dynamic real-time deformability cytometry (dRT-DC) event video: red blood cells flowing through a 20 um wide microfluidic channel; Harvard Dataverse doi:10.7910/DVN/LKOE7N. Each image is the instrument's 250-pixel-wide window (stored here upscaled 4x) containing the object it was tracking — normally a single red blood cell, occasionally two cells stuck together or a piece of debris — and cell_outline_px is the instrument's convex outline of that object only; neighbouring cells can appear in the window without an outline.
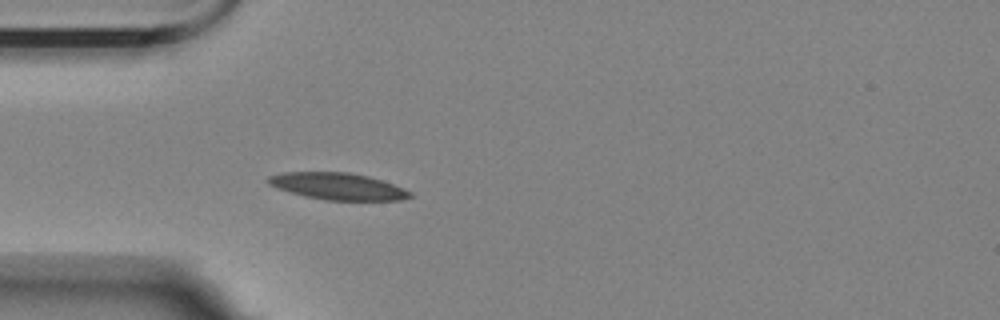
{"species": "Egyptian fruit bat (a non-hibernating species)", "species_latin": "Rousettus aegyptiacus", "temperature_condition": "room temperature", "stored_images_in_passage": 14, "camera_frame_rate_fps": 3000, "um_per_image_px": 0.085, "animal": {"sex": "female"}, "frame": {"image": 1, "passage_image": 1, "time_ms": 0.0, "image_size_px": [1000, 320], "cell_outline_px": [[412, 196], [400, 200], [324, 200], [304, 196], [276, 188], [268, 184], [264, 180], [268, 176], [284, 172], [348, 172], [368, 176], [392, 184], [412, 192]], "centroid_in_image_um": [28.65, 15.83], "position_along_channel_um": 56.4, "area_um2": 22.14}}
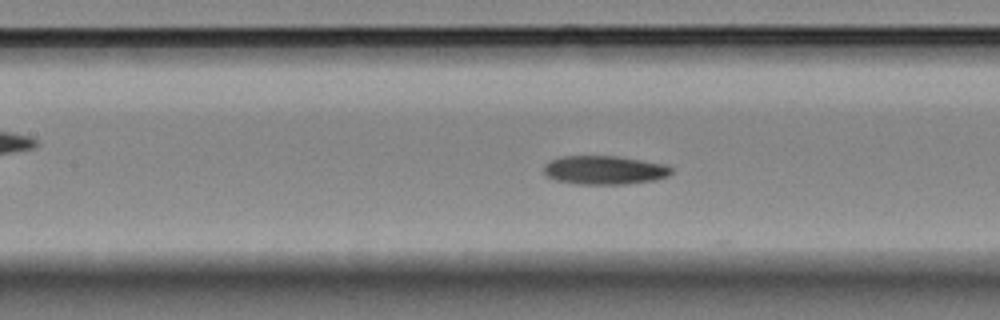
{"frame": {"image": 2, "passage_image": 10, "time_ms": 3.0, "image_size_px": [1000, 320], "cell_outline_px": [[672, 172], [668, 176], [656, 180], [624, 184], [576, 184], [556, 180], [544, 176], [544, 164], [548, 160], [560, 156], [616, 156], [664, 164], [672, 168]], "centroid_in_image_um": [51.32, 14.46], "position_along_channel_um": 156.1, "area_um2": 21.5}}
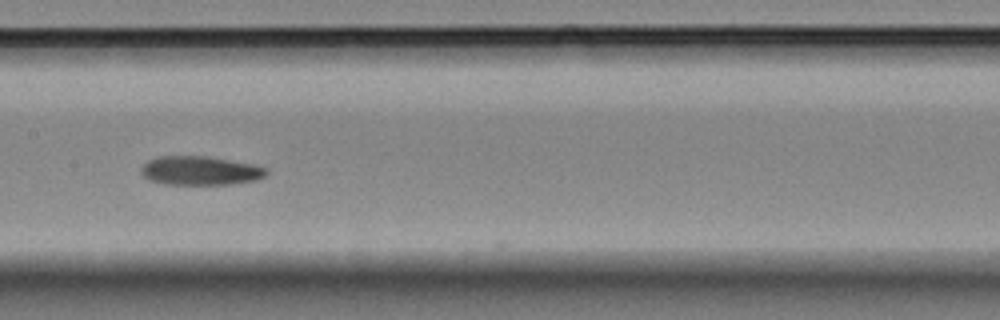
{"frame": {"image": 3, "passage_image": 13, "time_ms": 4.0, "image_size_px": [1000, 320], "cell_outline_px": [[268, 172], [264, 176], [256, 180], [232, 184], [164, 184], [148, 180], [140, 172], [140, 168], [148, 160], [156, 156], [204, 156], [256, 164], [268, 168]], "centroid_in_image_um": [17.01, 14.5], "position_along_channel_um": 190.4, "area_um2": 21.27}}